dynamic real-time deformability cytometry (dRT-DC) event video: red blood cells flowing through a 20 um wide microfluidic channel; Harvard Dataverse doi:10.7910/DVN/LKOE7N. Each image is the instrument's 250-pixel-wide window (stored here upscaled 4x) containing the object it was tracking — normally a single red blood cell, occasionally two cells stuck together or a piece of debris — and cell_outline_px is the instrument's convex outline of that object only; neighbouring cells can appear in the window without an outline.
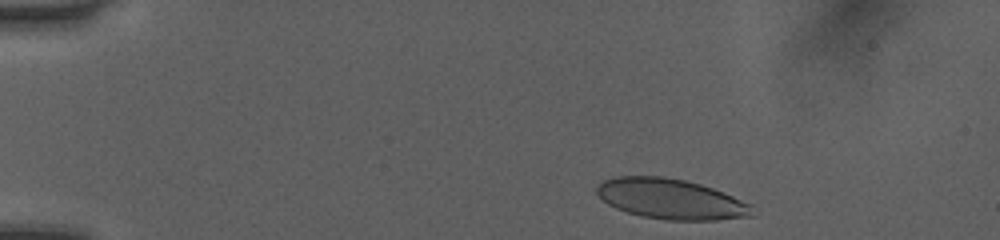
{"species": "human", "species_latin": "Homo sapiens", "temperature_condition": "room temperature", "stored_images_in_passage": 40, "camera_frame_rate_fps": 3000, "um_per_image_px": 0.085, "donor": {"sex": "female"}, "frame": {"image": 1, "passage_image": 2, "time_ms": 0.333, "image_size_px": [1000, 240], "cell_outline_px": [[756, 216], [716, 220], [668, 220], [644, 216], [628, 212], [616, 208], [608, 204], [596, 192], [596, 188], [604, 180], [612, 176], [664, 176], [684, 180], [700, 184], [712, 188], [752, 204], [756, 208]], "centroid_in_image_um": [57.08, 16.92], "position_along_channel_um": 27.9, "area_um2": 36.59}}
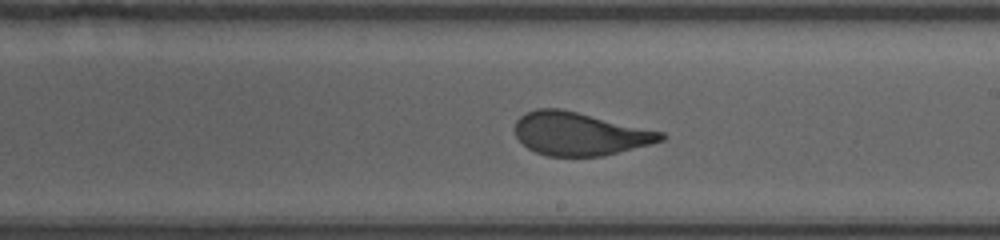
{"frame": {"image": 2, "passage_image": 23, "time_ms": 7.333, "image_size_px": [1000, 240], "cell_outline_px": [[668, 136], [664, 140], [604, 156], [548, 156], [536, 152], [528, 148], [516, 136], [512, 128], [516, 120], [524, 112], [536, 108], [560, 108], [664, 132]], "centroid_in_image_um": [49.24, 11.36], "position_along_channel_um": 239.8, "area_um2": 36.82}}
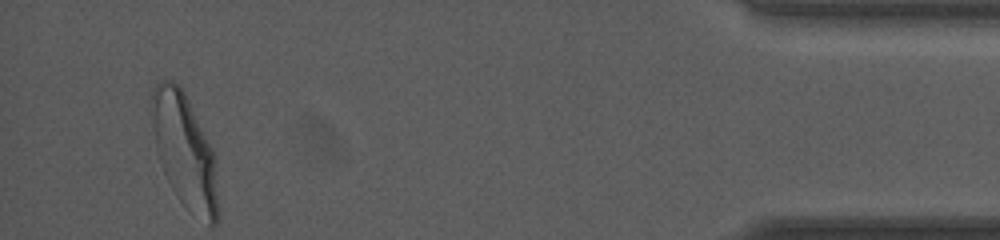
{"frame": {"image": 3, "passage_image": 40, "time_ms": 13.0, "image_size_px": [1000, 240], "cell_outline_px": [[220, 216], [216, 224], [208, 224], [156, 148], [148, 100], [156, 84], [160, 80], [172, 80], [180, 84], [216, 156], [220, 208]], "centroid_in_image_um": [15.76, 12.51], "position_along_channel_um": 419.4, "area_um2": 40.52}, "authors_computed_cell_mechanics": {"area_um2": 37.4833, "velocity_mm_per_s": 4.0505, "shape_relaxation_time_tau1_ms": 2.9943, "shape_relaxation_time_tau2_ms": null, "deformation_change_tau1": 0.156, "deformation_change_tau2": null}}